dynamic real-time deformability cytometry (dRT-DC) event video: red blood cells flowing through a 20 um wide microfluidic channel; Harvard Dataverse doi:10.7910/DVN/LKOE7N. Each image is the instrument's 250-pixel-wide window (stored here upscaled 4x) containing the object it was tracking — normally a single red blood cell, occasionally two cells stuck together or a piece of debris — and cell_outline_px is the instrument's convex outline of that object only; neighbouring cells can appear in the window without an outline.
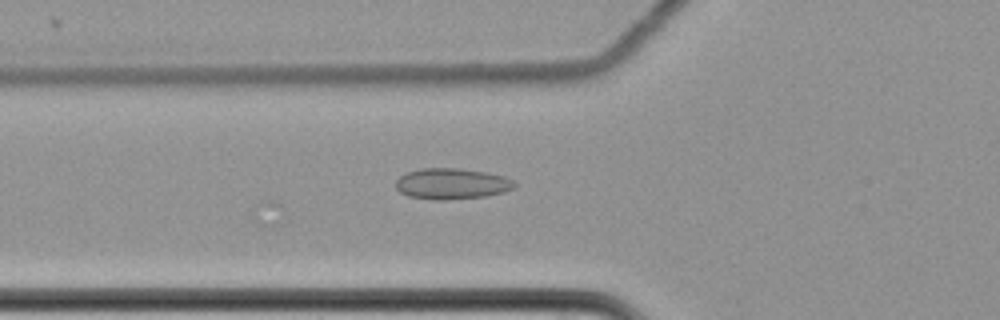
{"species": "common noctule bat (a hibernating species)", "species_latin": "Nyctalus noctula", "temperature_condition": "cold", "stored_images_in_passage": 45, "camera_frame_rate_fps": 3000, "um_per_image_px": 0.085, "animal": {"sex": "female", "body_mass_g": 22.7, "forearm_length_mm": 54.2}, "frame": {"image": 1, "passage_image": 8, "time_ms": 2.333, "image_size_px": [1000, 320], "cell_outline_px": [[516, 184], [512, 188], [504, 192], [484, 196], [444, 200], [432, 200], [408, 196], [400, 192], [396, 188], [396, 180], [400, 176], [408, 172], [420, 168], [460, 168], [484, 172], [504, 176], [512, 180]], "centroid_in_image_um": [38.36, 15.62], "position_along_channel_um": 87.4, "area_um2": 21.33}}
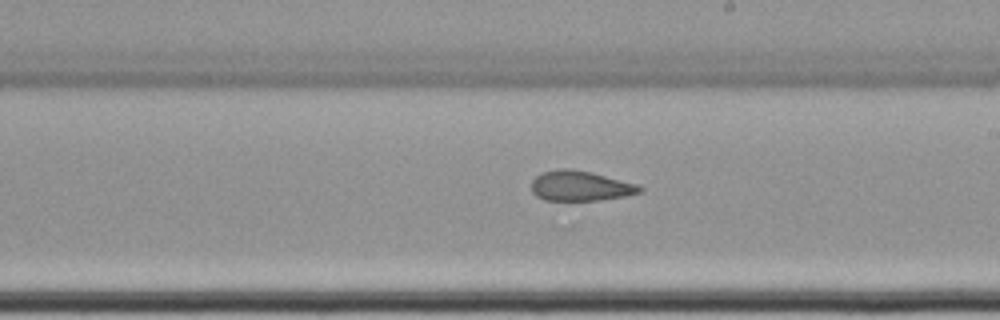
{"frame": {"image": 2, "passage_image": 21, "time_ms": 6.667, "image_size_px": [1000, 320], "cell_outline_px": [[644, 192], [628, 196], [600, 200], [544, 200], [536, 196], [532, 192], [532, 180], [540, 172], [560, 168], [572, 168], [592, 172], [636, 184], [644, 188]], "centroid_in_image_um": [49.34, 15.8], "position_along_channel_um": 239.7, "area_um2": 19.25}}
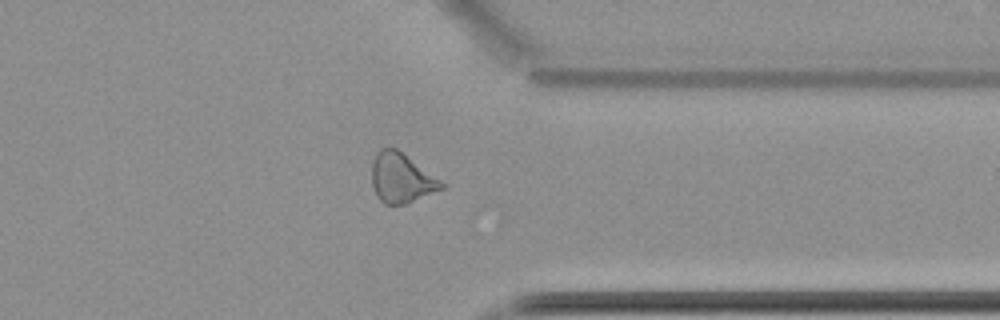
{"frame": {"image": 3, "passage_image": 33, "time_ms": 10.667, "image_size_px": [1000, 320], "cell_outline_px": [[448, 184], [444, 188], [404, 204], [384, 204], [376, 196], [372, 184], [372, 164], [376, 152], [380, 148], [396, 148]], "centroid_in_image_um": [34.13, 15.13], "position_along_channel_um": 377.3, "area_um2": 20.17}, "authors_computed_cell_mechanics": {"area_um2": 19.5942, "velocity_mm_per_s": 3.5043, "shape_relaxation_time_tau1_ms": null, "shape_relaxation_time_tau2_ms": 8.1993, "deformation_change_tau1": null, "deformation_change_tau2": 0.1882}}